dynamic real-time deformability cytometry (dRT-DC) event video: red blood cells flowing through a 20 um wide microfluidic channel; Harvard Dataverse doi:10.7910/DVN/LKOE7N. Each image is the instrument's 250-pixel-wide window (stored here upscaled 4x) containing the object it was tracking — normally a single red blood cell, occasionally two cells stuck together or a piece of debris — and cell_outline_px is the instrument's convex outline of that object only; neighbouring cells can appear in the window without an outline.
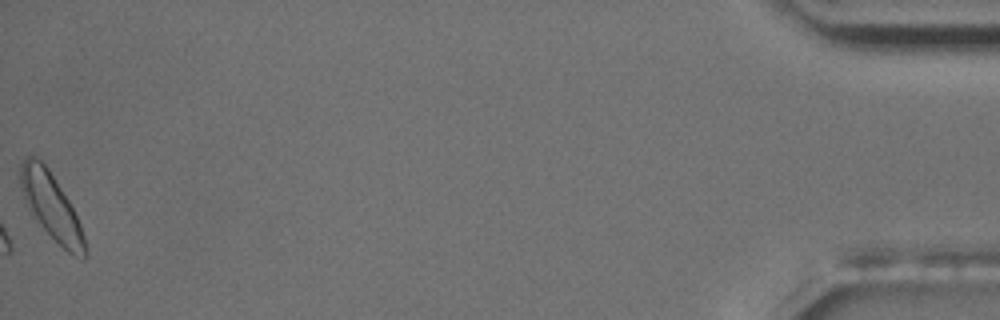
{"species": "common noctule bat (a hibernating species)", "species_latin": "Nyctalus noctula", "temperature_condition": "room temperature", "stored_images_in_passage": 15, "camera_frame_rate_fps": 3000, "um_per_image_px": 0.085, "animal": {"sex": "male", "body_mass_g": 17.5, "forearm_length_mm": 52.3}, "frame": {"image": 1, "passage_image": 15, "time_ms": 17.0, "image_size_px": [1000, 320], "cell_outline_px": [[88, 252], [84, 260], [68, 252], [40, 224], [28, 208], [20, 188], [20, 164], [28, 156], [32, 156], [40, 160], [48, 168], [68, 200], [80, 224], [84, 236]], "centroid_in_image_um": [4.36, 17.54], "position_along_channel_um": 430.8, "area_um2": 24.28}}